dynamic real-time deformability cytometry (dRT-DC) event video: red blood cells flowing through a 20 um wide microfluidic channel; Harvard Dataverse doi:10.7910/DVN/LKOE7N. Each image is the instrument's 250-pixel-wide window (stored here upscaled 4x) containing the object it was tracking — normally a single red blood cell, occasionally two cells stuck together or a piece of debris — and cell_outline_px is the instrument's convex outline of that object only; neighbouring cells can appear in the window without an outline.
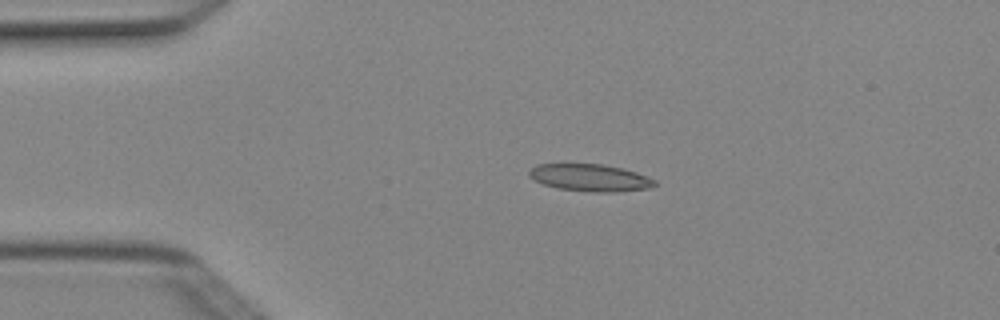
{"species": "Egyptian fruit bat (a non-hibernating species)", "species_latin": "Rousettus aegyptiacus", "temperature_condition": "cold", "stored_images_in_passage": 3, "camera_frame_rate_fps": 3000, "um_per_image_px": 0.085, "animal": {"sex": "female"}, "frame": {"image": 1, "passage_image": 2, "time_ms": 0.333, "image_size_px": [1000, 320], "cell_outline_px": [[656, 184], [652, 188], [616, 192], [596, 192], [556, 188], [544, 184], [528, 176], [528, 172], [536, 164], [604, 164], [636, 172], [656, 180]], "centroid_in_image_um": [50.18, 15.11], "position_along_channel_um": 34.8, "area_um2": 19.83}}
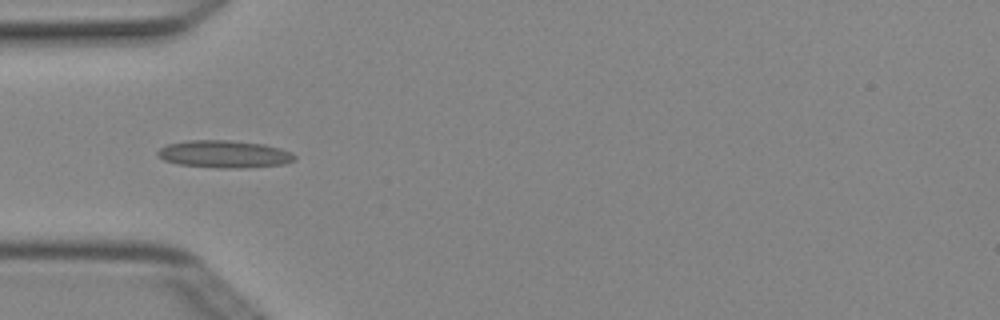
{"frame": {"image": 2, "passage_image": 3, "time_ms": 0.667, "image_size_px": [1000, 320], "cell_outline_px": [[296, 160], [284, 164], [244, 168], [220, 168], [180, 164], [164, 160], [156, 156], [156, 152], [160, 148], [168, 144], [188, 140], [232, 140], [264, 144], [280, 148], [292, 152], [296, 156]], "centroid_in_image_um": [19.08, 13.09], "position_along_channel_um": 65.9, "area_um2": 22.02}}